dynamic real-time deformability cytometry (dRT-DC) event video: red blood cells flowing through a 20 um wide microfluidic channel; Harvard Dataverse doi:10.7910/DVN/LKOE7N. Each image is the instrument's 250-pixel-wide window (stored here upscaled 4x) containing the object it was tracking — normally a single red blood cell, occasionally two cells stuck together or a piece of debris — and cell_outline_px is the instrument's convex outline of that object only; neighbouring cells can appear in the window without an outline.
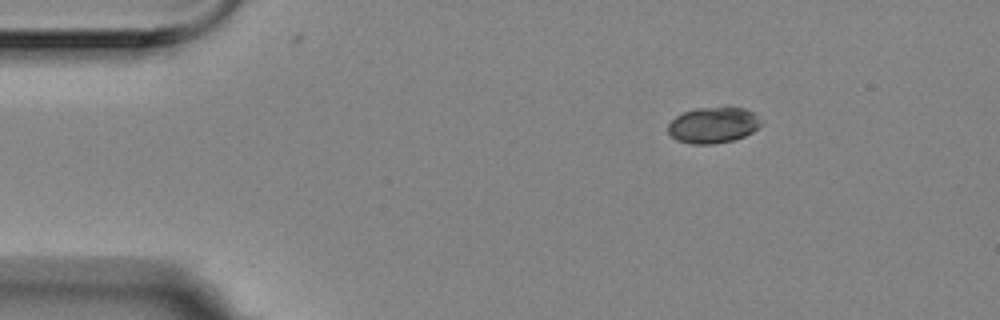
{"species": "Egyptian fruit bat (a non-hibernating species)", "species_latin": "Rousettus aegyptiacus", "temperature_condition": "room temperature", "stored_images_in_passage": 5, "camera_frame_rate_fps": 3000, "um_per_image_px": 0.085, "animal": {"sex": "female"}, "frame": {"image": 1, "passage_image": 1, "time_ms": 0.0, "image_size_px": [1000, 320], "cell_outline_px": [[760, 124], [752, 132], [744, 136], [732, 140], [712, 144], [692, 144], [676, 140], [668, 132], [668, 124], [676, 116], [684, 112], [696, 108], [724, 104], [744, 108], [752, 112], [756, 116]], "centroid_in_image_um": [60.59, 10.59], "position_along_channel_um": 24.4, "area_um2": 19.77}}
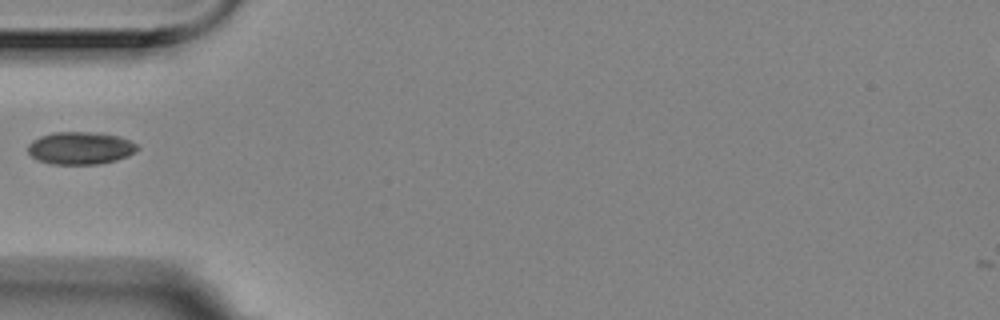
{"frame": {"image": 2, "passage_image": 4, "time_ms": 1.0, "image_size_px": [1000, 320], "cell_outline_px": [[140, 148], [128, 156], [116, 160], [100, 164], [52, 164], [40, 160], [32, 156], [28, 152], [28, 144], [32, 140], [40, 136], [52, 132], [100, 132], [120, 136], [136, 144]], "centroid_in_image_um": [6.84, 12.57], "position_along_channel_um": 78.2, "area_um2": 20.87}}
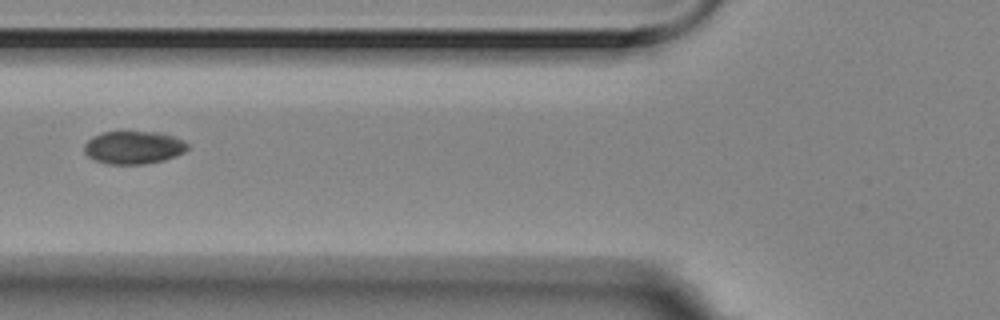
{"frame": {"image": 3, "passage_image": 5, "time_ms": 1.333, "image_size_px": [1000, 320], "cell_outline_px": [[188, 148], [184, 152], [176, 156], [164, 160], [144, 164], [108, 164], [96, 160], [88, 156], [84, 152], [84, 144], [92, 136], [100, 132], [160, 132], [172, 136], [188, 144]], "centroid_in_image_um": [11.33, 12.53], "position_along_channel_um": 114.5, "area_um2": 19.77}}